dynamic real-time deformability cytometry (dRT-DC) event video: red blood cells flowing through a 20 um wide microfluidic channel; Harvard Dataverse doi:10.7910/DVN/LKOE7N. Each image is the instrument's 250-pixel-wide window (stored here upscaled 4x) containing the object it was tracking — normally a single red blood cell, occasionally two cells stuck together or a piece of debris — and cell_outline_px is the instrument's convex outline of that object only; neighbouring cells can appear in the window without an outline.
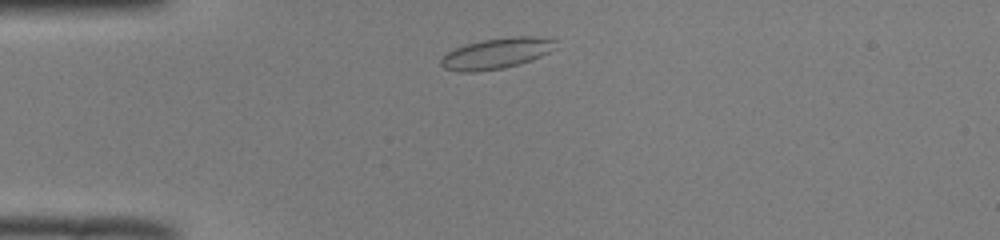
{"species": "common noctule bat (a hibernating species)", "species_latin": "Nyctalus noctula", "temperature_condition": "room temperature", "stored_images_in_passage": 42, "camera_frame_rate_fps": 3000, "um_per_image_px": 0.085, "animal": {"sex": "male", "body_mass_g": 19.0, "forearm_length_mm": 50.8}, "frame": {"image": 1, "passage_image": 4, "time_ms": 1.0, "image_size_px": [1000, 240], "cell_outline_px": [[556, 40], [548, 52], [540, 56], [516, 64], [500, 68], [472, 72], [460, 72], [444, 68], [440, 64], [440, 60], [448, 52], [456, 48], [468, 44], [484, 40], [512, 36], [532, 36]], "centroid_in_image_um": [42.13, 4.54], "position_along_channel_um": 42.9, "area_um2": 19.77}}
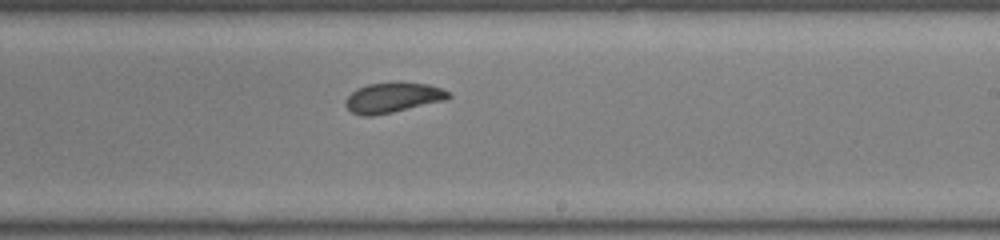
{"frame": {"image": 2, "passage_image": 22, "time_ms": 7.0, "image_size_px": [1000, 240], "cell_outline_px": [[452, 96], [444, 100], [392, 112], [372, 116], [360, 116], [352, 112], [344, 104], [348, 96], [356, 88], [368, 84], [396, 80], [428, 84], [440, 88], [448, 92]], "centroid_in_image_um": [33.36, 8.26], "position_along_channel_um": 255.6, "area_um2": 18.26}}
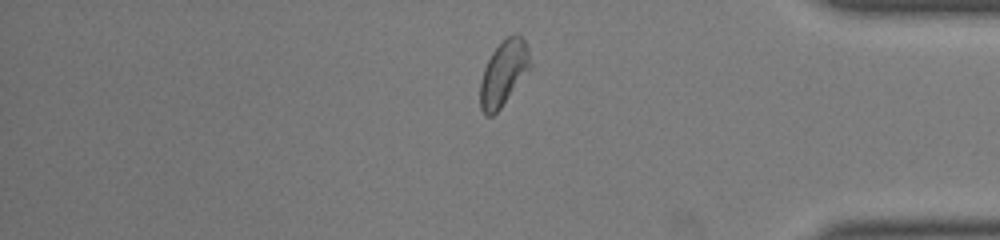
{"frame": {"image": 3, "passage_image": 34, "time_ms": 11.0, "image_size_px": [1000, 240], "cell_outline_px": [[528, 68], [500, 108], [492, 116], [484, 116], [480, 108], [480, 80], [484, 68], [492, 52], [512, 32], [516, 32], [524, 40], [528, 48]], "centroid_in_image_um": [42.74, 6.21], "position_along_channel_um": 392.5, "area_um2": 18.26}, "authors_computed_cell_mechanics": {"area_um2": 18.6983, "velocity_mm_per_s": 3.9654, "shape_relaxation_time_tau1_ms": 3.9735, "shape_relaxation_time_tau2_ms": 2.1946, "deformation_change_tau1": 0.0879, "deformation_change_tau2": 0.0382}}